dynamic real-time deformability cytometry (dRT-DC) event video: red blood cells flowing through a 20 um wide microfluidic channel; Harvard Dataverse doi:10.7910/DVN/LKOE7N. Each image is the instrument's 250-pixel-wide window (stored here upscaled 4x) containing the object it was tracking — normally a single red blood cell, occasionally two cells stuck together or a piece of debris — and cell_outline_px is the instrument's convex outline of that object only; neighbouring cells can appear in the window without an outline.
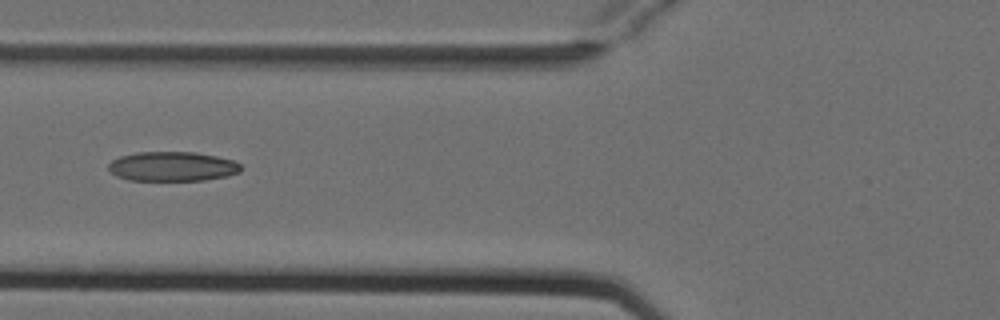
{"species": "Egyptian fruit bat (a non-hibernating species)", "species_latin": "Rousettus aegyptiacus", "temperature_condition": "cold", "stored_images_in_passage": 9, "camera_frame_rate_fps": 3000, "um_per_image_px": 0.085, "animal": {"sex": "female"}, "frame": {"image": 1, "passage_image": 6, "time_ms": 1.667, "image_size_px": [1000, 320], "cell_outline_px": [[240, 172], [228, 176], [204, 180], [128, 180], [116, 176], [108, 168], [108, 164], [112, 160], [120, 156], [136, 152], [196, 152], [216, 156], [232, 160], [240, 164]], "centroid_in_image_um": [14.64, 14.14], "position_along_channel_um": 111.2, "area_um2": 22.77}}
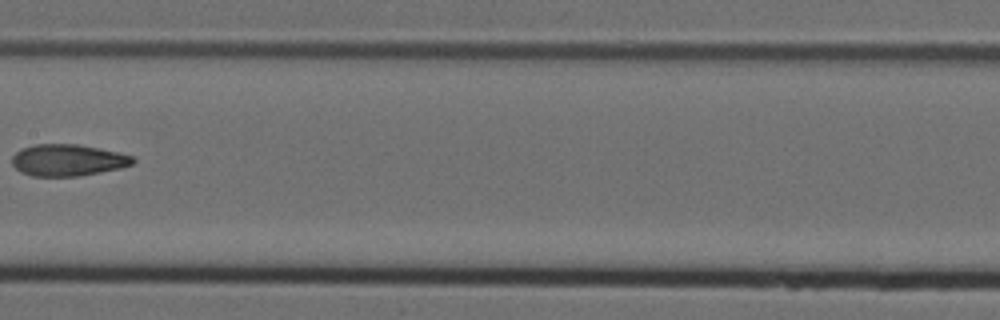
{"frame": {"image": 2, "passage_image": 8, "time_ms": 2.333, "image_size_px": [1000, 320], "cell_outline_px": [[136, 160], [132, 164], [120, 168], [100, 172], [76, 176], [32, 176], [20, 172], [12, 164], [12, 156], [20, 148], [36, 144], [76, 144], [120, 152], [132, 156]], "centroid_in_image_um": [5.74, 13.61], "position_along_channel_um": 201.7, "area_um2": 22.31}}
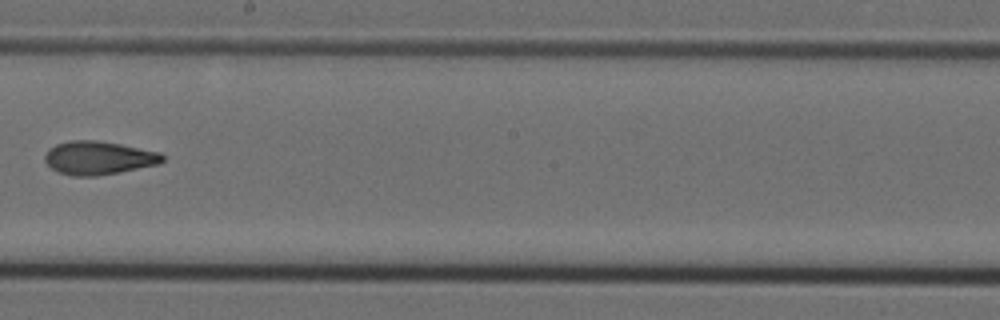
{"frame": {"image": 3, "passage_image": 9, "time_ms": 2.667, "image_size_px": [1000, 320], "cell_outline_px": [[164, 160], [160, 164], [120, 172], [96, 176], [72, 176], [60, 172], [52, 168], [44, 160], [44, 156], [48, 148], [56, 144], [68, 140], [96, 140], [120, 144], [160, 152], [164, 156]], "centroid_in_image_um": [8.38, 13.41], "position_along_channel_um": 239.8, "area_um2": 23.0}}